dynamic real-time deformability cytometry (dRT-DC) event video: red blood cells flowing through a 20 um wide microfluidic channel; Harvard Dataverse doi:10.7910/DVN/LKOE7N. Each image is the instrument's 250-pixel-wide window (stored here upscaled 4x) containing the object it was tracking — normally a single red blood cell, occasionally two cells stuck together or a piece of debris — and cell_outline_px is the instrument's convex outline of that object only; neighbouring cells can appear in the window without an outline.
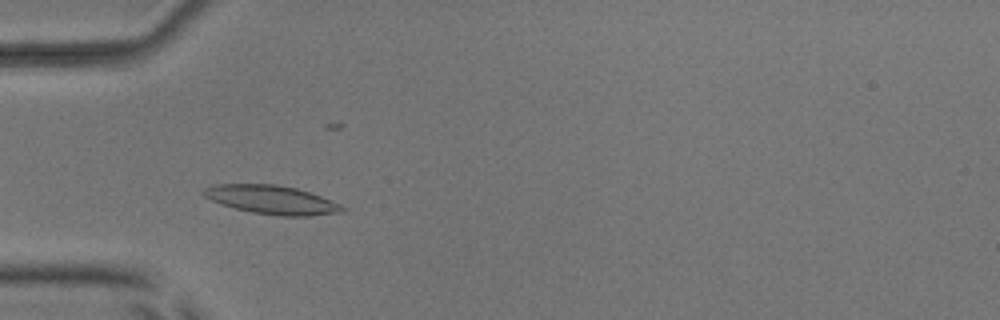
{"species": "common noctule bat (a hibernating species)", "species_latin": "Nyctalus noctula", "temperature_condition": "room temperature", "stored_images_in_passage": 41, "camera_frame_rate_fps": 3000, "um_per_image_px": 0.085, "animal": {"sex": "male", "body_mass_g": 17.9, "forearm_length_mm": 54.2}, "frame": {"image": 1, "passage_image": 4, "time_ms": 1.0, "image_size_px": [1000, 320], "cell_outline_px": [[348, 208], [344, 212], [308, 216], [280, 216], [252, 212], [220, 204], [204, 196], [200, 192], [204, 188], [212, 184], [276, 184], [296, 188], [320, 196], [340, 204]], "centroid_in_image_um": [23.09, 16.98], "position_along_channel_um": 61.9, "area_um2": 23.24}}
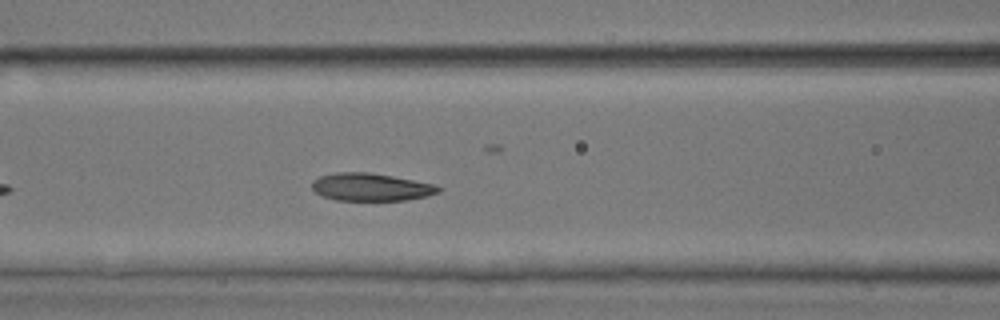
{"frame": {"image": 2, "passage_image": 10, "time_ms": 3.0, "image_size_px": [1000, 320], "cell_outline_px": [[444, 188], [440, 192], [428, 196], [404, 200], [336, 200], [324, 196], [316, 192], [312, 188], [312, 180], [320, 176], [336, 172], [368, 172], [392, 176], [436, 184]], "centroid_in_image_um": [31.57, 15.89], "position_along_channel_um": 135.0, "area_um2": 20.46}}
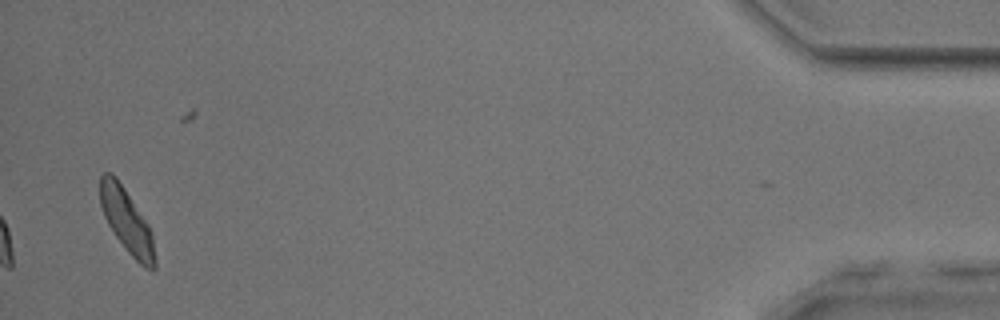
{"frame": {"image": 3, "passage_image": 39, "time_ms": 12.667, "image_size_px": [1000, 320], "cell_outline_px": [[156, 268], [152, 272], [144, 268], [128, 252], [112, 232], [104, 216], [100, 204], [100, 176], [104, 172], [112, 172], [116, 176], [148, 224], [152, 232], [156, 260]], "centroid_in_image_um": [10.78, 18.81], "position_along_channel_um": 424.4, "area_um2": 20.52}, "authors_computed_cell_mechanics": {"area_um2": 20.7502, "velocity_mm_per_s": 3.8432, "shape_relaxation_time_tau1_ms": 2.8312, "shape_relaxation_time_tau2_ms": 2.6078, "deformation_change_tau1": 0.1037, "deformation_change_tau2": 0.0754}}